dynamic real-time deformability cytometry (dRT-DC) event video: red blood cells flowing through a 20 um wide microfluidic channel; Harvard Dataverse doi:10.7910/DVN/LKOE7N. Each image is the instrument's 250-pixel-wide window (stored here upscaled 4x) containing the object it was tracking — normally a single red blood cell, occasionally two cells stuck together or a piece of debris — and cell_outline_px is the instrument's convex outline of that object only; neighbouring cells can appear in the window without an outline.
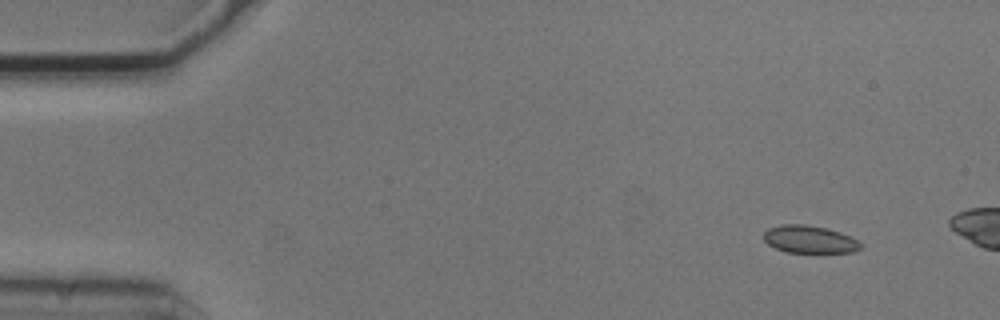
{"species": "common noctule bat (a hibernating species)", "species_latin": "Nyctalus noctula", "temperature_condition": "cold", "stored_images_in_passage": 4, "camera_frame_rate_fps": 3000, "um_per_image_px": 0.085, "animal": {"sex": "male", "body_mass_g": 20.5, "forearm_length_mm": 52.5}, "frame": {"image": 1, "passage_image": 1, "time_ms": 0.0, "image_size_px": [1000, 320], "cell_outline_px": [[860, 248], [852, 252], [784, 252], [768, 244], [764, 240], [764, 232], [768, 228], [780, 224], [804, 224], [828, 228], [852, 236], [860, 244]], "centroid_in_image_um": [68.78, 20.33], "position_along_channel_um": 16.2, "area_um2": 15.55}}